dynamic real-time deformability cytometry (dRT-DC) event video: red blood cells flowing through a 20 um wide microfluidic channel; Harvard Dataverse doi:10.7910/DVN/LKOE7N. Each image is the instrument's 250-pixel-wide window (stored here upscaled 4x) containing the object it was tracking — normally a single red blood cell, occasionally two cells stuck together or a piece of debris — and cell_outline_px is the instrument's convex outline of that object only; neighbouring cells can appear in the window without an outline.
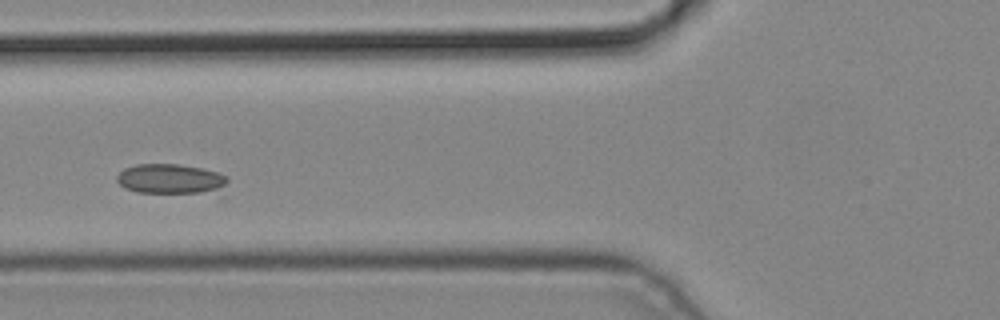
{"species": "common noctule bat (a hibernating species)", "species_latin": "Nyctalus noctula", "temperature_condition": "cold", "stored_images_in_passage": 4, "camera_frame_rate_fps": 3000, "um_per_image_px": 0.085, "animal": {"sex": "male", "body_mass_g": 19.2, "forearm_length_mm": 51.8}, "frame": {"image": 1, "passage_image": 3, "time_ms": 0.667, "image_size_px": [1000, 320], "cell_outline_px": [[228, 180], [224, 184], [216, 188], [200, 192], [136, 192], [124, 188], [116, 180], [116, 176], [124, 168], [136, 164], [180, 164], [200, 168], [216, 172], [228, 176]], "centroid_in_image_um": [14.38, 15.17], "position_along_channel_um": 111.4, "area_um2": 18.67}}